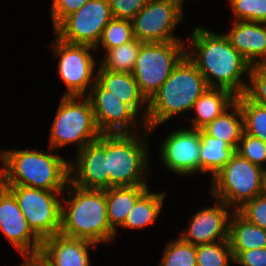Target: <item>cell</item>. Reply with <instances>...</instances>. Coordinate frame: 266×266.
Returning a JSON list of instances; mask_svg holds the SVG:
<instances>
[{"mask_svg": "<svg viewBox=\"0 0 266 266\" xmlns=\"http://www.w3.org/2000/svg\"><path fill=\"white\" fill-rule=\"evenodd\" d=\"M159 266H197L196 246L179 236L166 244Z\"/></svg>", "mask_w": 266, "mask_h": 266, "instance_id": "obj_30", "label": "cell"}, {"mask_svg": "<svg viewBox=\"0 0 266 266\" xmlns=\"http://www.w3.org/2000/svg\"><path fill=\"white\" fill-rule=\"evenodd\" d=\"M225 35L232 46L251 64H266V23L234 21Z\"/></svg>", "mask_w": 266, "mask_h": 266, "instance_id": "obj_19", "label": "cell"}, {"mask_svg": "<svg viewBox=\"0 0 266 266\" xmlns=\"http://www.w3.org/2000/svg\"><path fill=\"white\" fill-rule=\"evenodd\" d=\"M208 85L198 68L185 56L148 101L147 129L152 133L173 116L192 111Z\"/></svg>", "mask_w": 266, "mask_h": 266, "instance_id": "obj_4", "label": "cell"}, {"mask_svg": "<svg viewBox=\"0 0 266 266\" xmlns=\"http://www.w3.org/2000/svg\"><path fill=\"white\" fill-rule=\"evenodd\" d=\"M143 131L142 136L139 132L106 134L109 188L147 185L146 178L151 175L150 143L143 137L151 132L149 129Z\"/></svg>", "mask_w": 266, "mask_h": 266, "instance_id": "obj_5", "label": "cell"}, {"mask_svg": "<svg viewBox=\"0 0 266 266\" xmlns=\"http://www.w3.org/2000/svg\"><path fill=\"white\" fill-rule=\"evenodd\" d=\"M200 146L198 129L178 128L164 138L159 149L161 161L173 174L191 176L200 172Z\"/></svg>", "mask_w": 266, "mask_h": 266, "instance_id": "obj_14", "label": "cell"}, {"mask_svg": "<svg viewBox=\"0 0 266 266\" xmlns=\"http://www.w3.org/2000/svg\"><path fill=\"white\" fill-rule=\"evenodd\" d=\"M182 20L183 11L175 4L149 0L132 19L134 38L143 43L184 41L173 31Z\"/></svg>", "mask_w": 266, "mask_h": 266, "instance_id": "obj_12", "label": "cell"}, {"mask_svg": "<svg viewBox=\"0 0 266 266\" xmlns=\"http://www.w3.org/2000/svg\"><path fill=\"white\" fill-rule=\"evenodd\" d=\"M32 266H51L40 255H32Z\"/></svg>", "mask_w": 266, "mask_h": 266, "instance_id": "obj_39", "label": "cell"}, {"mask_svg": "<svg viewBox=\"0 0 266 266\" xmlns=\"http://www.w3.org/2000/svg\"><path fill=\"white\" fill-rule=\"evenodd\" d=\"M0 230L22 257L40 254L42 241L28 226L13 193L1 183Z\"/></svg>", "mask_w": 266, "mask_h": 266, "instance_id": "obj_16", "label": "cell"}, {"mask_svg": "<svg viewBox=\"0 0 266 266\" xmlns=\"http://www.w3.org/2000/svg\"><path fill=\"white\" fill-rule=\"evenodd\" d=\"M89 0H52L50 14L53 29L69 14L77 11Z\"/></svg>", "mask_w": 266, "mask_h": 266, "instance_id": "obj_37", "label": "cell"}, {"mask_svg": "<svg viewBox=\"0 0 266 266\" xmlns=\"http://www.w3.org/2000/svg\"><path fill=\"white\" fill-rule=\"evenodd\" d=\"M192 29L186 42V56L203 75L208 87L224 88L236 96L245 94L249 81L243 76L249 78L252 65L232 46L225 34L204 27Z\"/></svg>", "mask_w": 266, "mask_h": 266, "instance_id": "obj_1", "label": "cell"}, {"mask_svg": "<svg viewBox=\"0 0 266 266\" xmlns=\"http://www.w3.org/2000/svg\"><path fill=\"white\" fill-rule=\"evenodd\" d=\"M246 95L260 105L266 106V64L251 66Z\"/></svg>", "mask_w": 266, "mask_h": 266, "instance_id": "obj_34", "label": "cell"}, {"mask_svg": "<svg viewBox=\"0 0 266 266\" xmlns=\"http://www.w3.org/2000/svg\"><path fill=\"white\" fill-rule=\"evenodd\" d=\"M232 252L235 264L240 266H266V247Z\"/></svg>", "mask_w": 266, "mask_h": 266, "instance_id": "obj_38", "label": "cell"}, {"mask_svg": "<svg viewBox=\"0 0 266 266\" xmlns=\"http://www.w3.org/2000/svg\"><path fill=\"white\" fill-rule=\"evenodd\" d=\"M166 193L165 191L150 192L148 188L137 199L121 227L134 230L145 228L155 223L162 211Z\"/></svg>", "mask_w": 266, "mask_h": 266, "instance_id": "obj_25", "label": "cell"}, {"mask_svg": "<svg viewBox=\"0 0 266 266\" xmlns=\"http://www.w3.org/2000/svg\"><path fill=\"white\" fill-rule=\"evenodd\" d=\"M143 42L134 38L132 41L105 51L99 65L106 70L132 73Z\"/></svg>", "mask_w": 266, "mask_h": 266, "instance_id": "obj_27", "label": "cell"}, {"mask_svg": "<svg viewBox=\"0 0 266 266\" xmlns=\"http://www.w3.org/2000/svg\"><path fill=\"white\" fill-rule=\"evenodd\" d=\"M97 127L90 100L85 96H62L49 134V149L53 151L74 144L77 151L98 139Z\"/></svg>", "mask_w": 266, "mask_h": 266, "instance_id": "obj_7", "label": "cell"}, {"mask_svg": "<svg viewBox=\"0 0 266 266\" xmlns=\"http://www.w3.org/2000/svg\"><path fill=\"white\" fill-rule=\"evenodd\" d=\"M167 2H170L172 4H175L181 11H183V2L186 0H164Z\"/></svg>", "mask_w": 266, "mask_h": 266, "instance_id": "obj_40", "label": "cell"}, {"mask_svg": "<svg viewBox=\"0 0 266 266\" xmlns=\"http://www.w3.org/2000/svg\"><path fill=\"white\" fill-rule=\"evenodd\" d=\"M98 66L96 80L112 95L132 107L139 116L142 114L139 127L147 129L145 121L148 112V100L141 93L132 73L110 71L103 69L99 64Z\"/></svg>", "mask_w": 266, "mask_h": 266, "instance_id": "obj_20", "label": "cell"}, {"mask_svg": "<svg viewBox=\"0 0 266 266\" xmlns=\"http://www.w3.org/2000/svg\"><path fill=\"white\" fill-rule=\"evenodd\" d=\"M86 97L90 100L97 127L102 134L138 132V130L134 131L133 127L140 122L139 114L121 99L112 95L97 80Z\"/></svg>", "mask_w": 266, "mask_h": 266, "instance_id": "obj_13", "label": "cell"}, {"mask_svg": "<svg viewBox=\"0 0 266 266\" xmlns=\"http://www.w3.org/2000/svg\"><path fill=\"white\" fill-rule=\"evenodd\" d=\"M215 200L213 207L201 208L190 218L188 229H184L179 236L184 242L197 246L228 241L229 220L232 212L229 211L230 208L225 202Z\"/></svg>", "mask_w": 266, "mask_h": 266, "instance_id": "obj_17", "label": "cell"}, {"mask_svg": "<svg viewBox=\"0 0 266 266\" xmlns=\"http://www.w3.org/2000/svg\"><path fill=\"white\" fill-rule=\"evenodd\" d=\"M236 100V95L224 88L208 87L194 103L195 116L191 119L192 129H203L227 110Z\"/></svg>", "mask_w": 266, "mask_h": 266, "instance_id": "obj_21", "label": "cell"}, {"mask_svg": "<svg viewBox=\"0 0 266 266\" xmlns=\"http://www.w3.org/2000/svg\"><path fill=\"white\" fill-rule=\"evenodd\" d=\"M63 195L67 197L62 196L60 234L97 245L115 240L116 232L108 221L105 190L83 189L69 181Z\"/></svg>", "mask_w": 266, "mask_h": 266, "instance_id": "obj_3", "label": "cell"}, {"mask_svg": "<svg viewBox=\"0 0 266 266\" xmlns=\"http://www.w3.org/2000/svg\"><path fill=\"white\" fill-rule=\"evenodd\" d=\"M200 146V172L209 173L211 178L217 174L224 165L234 156L236 149L227 142L214 138L203 129H199Z\"/></svg>", "mask_w": 266, "mask_h": 266, "instance_id": "obj_24", "label": "cell"}, {"mask_svg": "<svg viewBox=\"0 0 266 266\" xmlns=\"http://www.w3.org/2000/svg\"><path fill=\"white\" fill-rule=\"evenodd\" d=\"M237 212L249 223L266 230V192L246 202Z\"/></svg>", "mask_w": 266, "mask_h": 266, "instance_id": "obj_35", "label": "cell"}, {"mask_svg": "<svg viewBox=\"0 0 266 266\" xmlns=\"http://www.w3.org/2000/svg\"><path fill=\"white\" fill-rule=\"evenodd\" d=\"M112 18L108 0H89L66 16L53 30L55 36L66 43L95 48L103 29Z\"/></svg>", "mask_w": 266, "mask_h": 266, "instance_id": "obj_11", "label": "cell"}, {"mask_svg": "<svg viewBox=\"0 0 266 266\" xmlns=\"http://www.w3.org/2000/svg\"><path fill=\"white\" fill-rule=\"evenodd\" d=\"M133 39L132 20L112 18L103 29L101 39L95 47V50L101 45L107 51L108 49L128 43Z\"/></svg>", "mask_w": 266, "mask_h": 266, "instance_id": "obj_31", "label": "cell"}, {"mask_svg": "<svg viewBox=\"0 0 266 266\" xmlns=\"http://www.w3.org/2000/svg\"><path fill=\"white\" fill-rule=\"evenodd\" d=\"M234 21L266 23V0H230Z\"/></svg>", "mask_w": 266, "mask_h": 266, "instance_id": "obj_32", "label": "cell"}, {"mask_svg": "<svg viewBox=\"0 0 266 266\" xmlns=\"http://www.w3.org/2000/svg\"><path fill=\"white\" fill-rule=\"evenodd\" d=\"M59 59L58 75L66 85L63 96H87L97 79L95 56L89 45L69 44L55 37L50 45ZM95 73V74H94ZM86 94V95H85Z\"/></svg>", "mask_w": 266, "mask_h": 266, "instance_id": "obj_10", "label": "cell"}, {"mask_svg": "<svg viewBox=\"0 0 266 266\" xmlns=\"http://www.w3.org/2000/svg\"><path fill=\"white\" fill-rule=\"evenodd\" d=\"M197 266H230L234 264L229 241H217L196 246Z\"/></svg>", "mask_w": 266, "mask_h": 266, "instance_id": "obj_29", "label": "cell"}, {"mask_svg": "<svg viewBox=\"0 0 266 266\" xmlns=\"http://www.w3.org/2000/svg\"><path fill=\"white\" fill-rule=\"evenodd\" d=\"M235 101L243 114L244 133L266 143V106L253 102L246 94L236 96Z\"/></svg>", "mask_w": 266, "mask_h": 266, "instance_id": "obj_28", "label": "cell"}, {"mask_svg": "<svg viewBox=\"0 0 266 266\" xmlns=\"http://www.w3.org/2000/svg\"><path fill=\"white\" fill-rule=\"evenodd\" d=\"M185 56V41L142 43L132 75L148 101Z\"/></svg>", "mask_w": 266, "mask_h": 266, "instance_id": "obj_8", "label": "cell"}, {"mask_svg": "<svg viewBox=\"0 0 266 266\" xmlns=\"http://www.w3.org/2000/svg\"><path fill=\"white\" fill-rule=\"evenodd\" d=\"M236 152L266 170L263 164L266 162V143L263 140L243 132Z\"/></svg>", "mask_w": 266, "mask_h": 266, "instance_id": "obj_33", "label": "cell"}, {"mask_svg": "<svg viewBox=\"0 0 266 266\" xmlns=\"http://www.w3.org/2000/svg\"><path fill=\"white\" fill-rule=\"evenodd\" d=\"M0 183L46 191H64L70 181L71 161L57 153L22 149L0 151Z\"/></svg>", "mask_w": 266, "mask_h": 266, "instance_id": "obj_2", "label": "cell"}, {"mask_svg": "<svg viewBox=\"0 0 266 266\" xmlns=\"http://www.w3.org/2000/svg\"><path fill=\"white\" fill-rule=\"evenodd\" d=\"M229 109H232V112L228 111ZM203 130L210 136L227 142L237 150L244 132L243 114L240 105L235 101L227 110L205 126Z\"/></svg>", "mask_w": 266, "mask_h": 266, "instance_id": "obj_26", "label": "cell"}, {"mask_svg": "<svg viewBox=\"0 0 266 266\" xmlns=\"http://www.w3.org/2000/svg\"><path fill=\"white\" fill-rule=\"evenodd\" d=\"M229 220L228 241L232 251H247L266 247V230L249 223L237 211Z\"/></svg>", "mask_w": 266, "mask_h": 266, "instance_id": "obj_23", "label": "cell"}, {"mask_svg": "<svg viewBox=\"0 0 266 266\" xmlns=\"http://www.w3.org/2000/svg\"><path fill=\"white\" fill-rule=\"evenodd\" d=\"M23 259H26L25 262L21 263L19 266H32V256H25Z\"/></svg>", "mask_w": 266, "mask_h": 266, "instance_id": "obj_41", "label": "cell"}, {"mask_svg": "<svg viewBox=\"0 0 266 266\" xmlns=\"http://www.w3.org/2000/svg\"><path fill=\"white\" fill-rule=\"evenodd\" d=\"M15 196L32 232L43 241L61 229L64 191H46L19 185H4ZM59 197V198H58Z\"/></svg>", "mask_w": 266, "mask_h": 266, "instance_id": "obj_9", "label": "cell"}, {"mask_svg": "<svg viewBox=\"0 0 266 266\" xmlns=\"http://www.w3.org/2000/svg\"><path fill=\"white\" fill-rule=\"evenodd\" d=\"M210 184L214 199L225 202L237 211L246 202L265 193L266 170L236 152L211 178Z\"/></svg>", "mask_w": 266, "mask_h": 266, "instance_id": "obj_6", "label": "cell"}, {"mask_svg": "<svg viewBox=\"0 0 266 266\" xmlns=\"http://www.w3.org/2000/svg\"><path fill=\"white\" fill-rule=\"evenodd\" d=\"M75 164H69L70 182L83 189L105 190L109 188L106 134L76 151ZM75 176V177H73Z\"/></svg>", "mask_w": 266, "mask_h": 266, "instance_id": "obj_15", "label": "cell"}, {"mask_svg": "<svg viewBox=\"0 0 266 266\" xmlns=\"http://www.w3.org/2000/svg\"><path fill=\"white\" fill-rule=\"evenodd\" d=\"M96 245L59 233L42 241L39 255L51 266H90L89 248H95Z\"/></svg>", "mask_w": 266, "mask_h": 266, "instance_id": "obj_18", "label": "cell"}, {"mask_svg": "<svg viewBox=\"0 0 266 266\" xmlns=\"http://www.w3.org/2000/svg\"><path fill=\"white\" fill-rule=\"evenodd\" d=\"M113 18L132 20L149 0H108Z\"/></svg>", "mask_w": 266, "mask_h": 266, "instance_id": "obj_36", "label": "cell"}, {"mask_svg": "<svg viewBox=\"0 0 266 266\" xmlns=\"http://www.w3.org/2000/svg\"><path fill=\"white\" fill-rule=\"evenodd\" d=\"M148 188V185H136L105 189L108 221L116 235L117 227L119 228L124 224L137 199Z\"/></svg>", "mask_w": 266, "mask_h": 266, "instance_id": "obj_22", "label": "cell"}]
</instances>
